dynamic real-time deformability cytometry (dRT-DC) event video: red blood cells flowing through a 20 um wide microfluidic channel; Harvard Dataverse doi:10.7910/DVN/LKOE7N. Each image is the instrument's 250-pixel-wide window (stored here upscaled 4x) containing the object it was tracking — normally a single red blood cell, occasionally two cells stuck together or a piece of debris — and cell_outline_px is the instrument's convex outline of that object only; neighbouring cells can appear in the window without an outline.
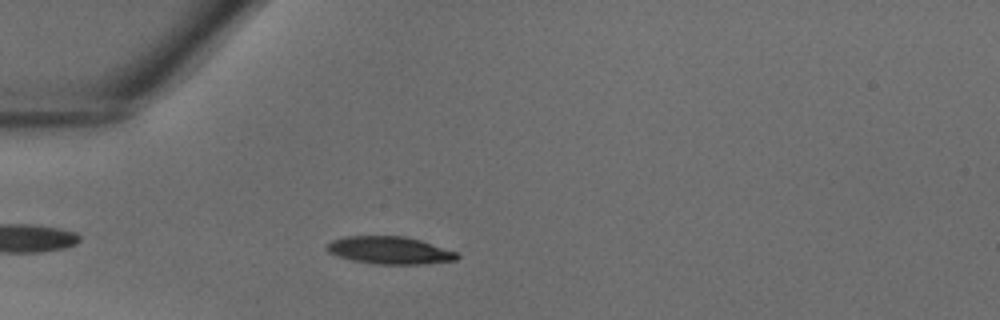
{"species": "common noctule bat (a hibernating species)", "species_latin": "Nyctalus noctula", "temperature_condition": "warm", "stored_images_in_passage": 32, "camera_frame_rate_fps": 3000, "um_per_image_px": 0.085, "animal": {"sex": "male", "body_mass_g": 18.8}, "frame": {"image": 1, "passage_image": 5, "time_ms": 1.333, "image_size_px": [1000, 320], "cell_outline_px": [[460, 256], [456, 260], [420, 264], [380, 264], [352, 260], [328, 252], [328, 244], [332, 240], [344, 236], [404, 236], [420, 240], [456, 252]], "centroid_in_image_um": [33.13, 21.27], "position_along_channel_um": 51.9, "area_um2": 20.52}}
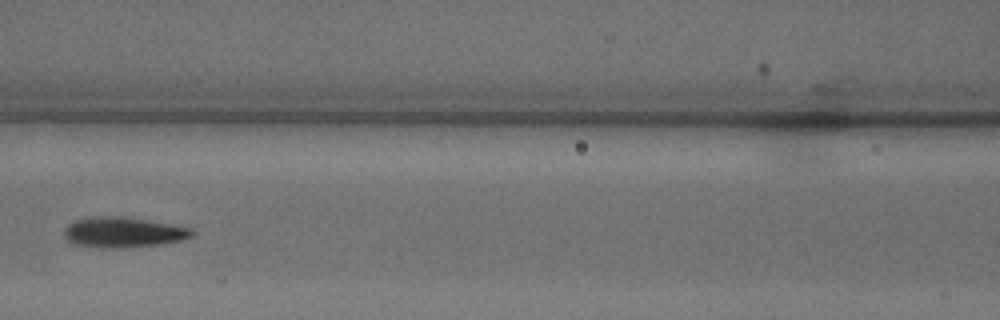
{"frame": {"image": 2, "passage_image": 12, "time_ms": 3.667, "image_size_px": [1000, 320], "cell_outline_px": [[196, 232], [192, 236], [180, 240], [160, 244], [112, 248], [96, 248], [72, 244], [64, 236], [64, 228], [68, 224], [76, 220], [88, 216], [124, 216], [148, 220], [192, 228]], "centroid_in_image_um": [10.43, 19.73], "position_along_channel_um": 156.2, "area_um2": 22.77}}
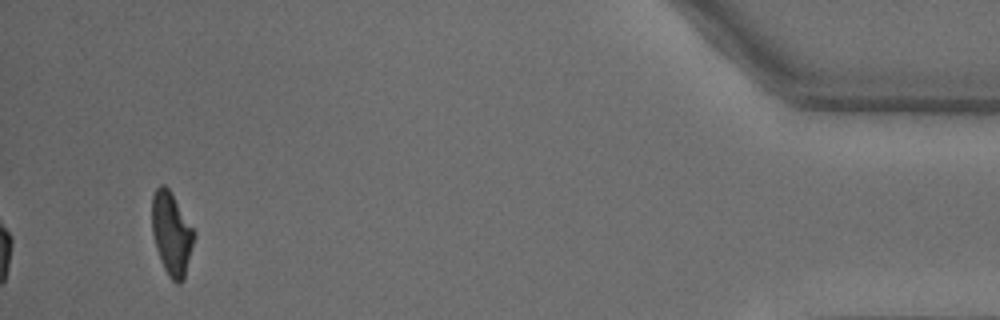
{"frame": {"image": 3, "passage_image": 32, "time_ms": 10.333, "image_size_px": [1000, 320], "cell_outline_px": [[196, 236], [184, 280], [180, 284], [176, 284], [168, 276], [160, 260], [156, 248], [152, 232], [152, 196], [156, 188], [160, 184], [164, 184], [172, 192], [196, 232]], "centroid_in_image_um": [14.6, 19.86], "position_along_channel_um": 420.6, "area_um2": 20.81}}